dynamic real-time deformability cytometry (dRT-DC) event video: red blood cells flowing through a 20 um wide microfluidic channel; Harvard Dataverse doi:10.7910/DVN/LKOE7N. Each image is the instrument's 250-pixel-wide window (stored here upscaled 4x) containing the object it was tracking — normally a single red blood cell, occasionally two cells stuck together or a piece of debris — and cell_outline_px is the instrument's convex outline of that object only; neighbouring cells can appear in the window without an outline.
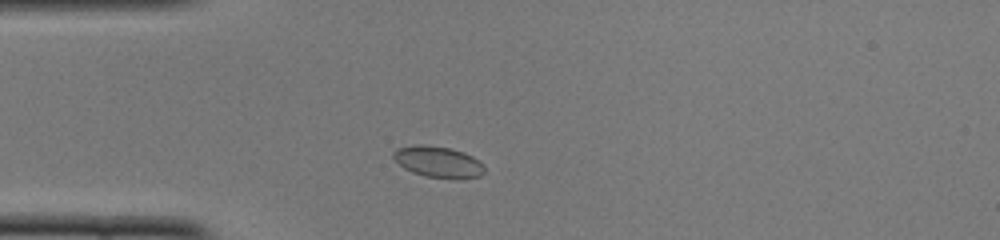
{"species": "common noctule bat (a hibernating species)", "species_latin": "Nyctalus noctula", "temperature_condition": "cold", "stored_images_in_passage": 38, "camera_frame_rate_fps": 3000, "um_per_image_px": 0.085, "animal": {"sex": "female", "body_mass_g": 22.0, "forearm_length_mm": 56.7}, "frame": {"image": 1, "passage_image": 1, "time_ms": 0.0, "image_size_px": [1000, 240], "cell_outline_px": [[484, 172], [480, 176], [460, 180], [456, 180], [424, 176], [412, 172], [404, 168], [392, 156], [392, 152], [396, 148], [416, 144], [424, 144], [448, 148], [464, 152], [480, 160], [484, 164]], "centroid_in_image_um": [37.27, 13.77], "position_along_channel_um": 47.7, "area_um2": 16.94}}
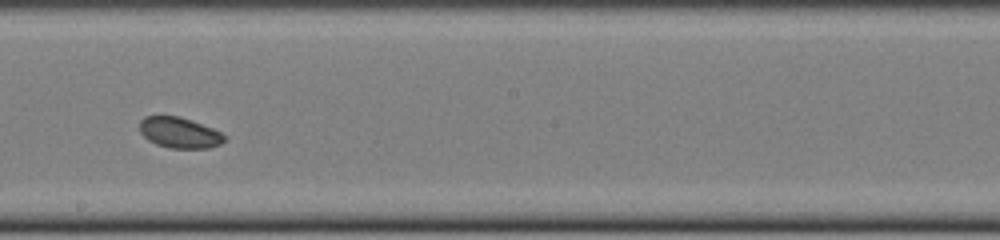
{"frame": {"image": 2, "passage_image": 16, "time_ms": 5.0, "image_size_px": [1000, 240], "cell_outline_px": [[228, 136], [220, 144], [208, 148], [168, 148], [156, 144], [148, 140], [140, 132], [140, 120], [144, 116], [180, 116], [192, 120], [212, 128]], "centroid_in_image_um": [15.25, 11.27], "position_along_channel_um": 232.9, "area_um2": 15.26}}
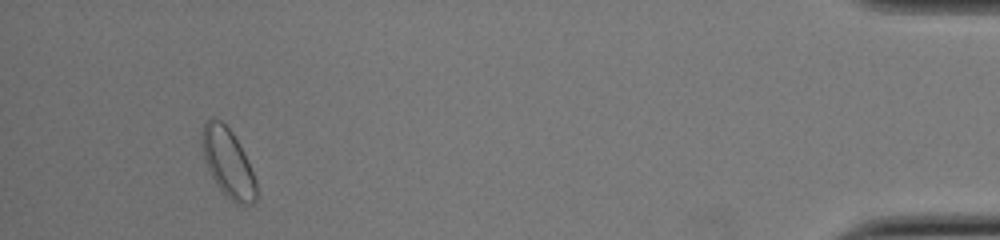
{"frame": {"image": 3, "passage_image": 35, "time_ms": 11.333, "image_size_px": [1000, 240], "cell_outline_px": [[256, 200], [252, 204], [236, 204], [228, 200], [224, 196], [216, 184], [208, 168], [204, 156], [200, 136], [204, 124], [208, 120], [220, 120], [232, 132], [256, 180]], "centroid_in_image_um": [19.36, 13.9], "position_along_channel_um": 415.8, "area_um2": 21.21}, "authors_computed_cell_mechanics": {"area_um2": 15.8661, "velocity_mm_per_s": 3.9592, "shape_relaxation_time_tau1_ms": 1.0051, "shape_relaxation_time_tau2_ms": null, "deformation_change_tau1": 0.0278, "deformation_change_tau2": null}}